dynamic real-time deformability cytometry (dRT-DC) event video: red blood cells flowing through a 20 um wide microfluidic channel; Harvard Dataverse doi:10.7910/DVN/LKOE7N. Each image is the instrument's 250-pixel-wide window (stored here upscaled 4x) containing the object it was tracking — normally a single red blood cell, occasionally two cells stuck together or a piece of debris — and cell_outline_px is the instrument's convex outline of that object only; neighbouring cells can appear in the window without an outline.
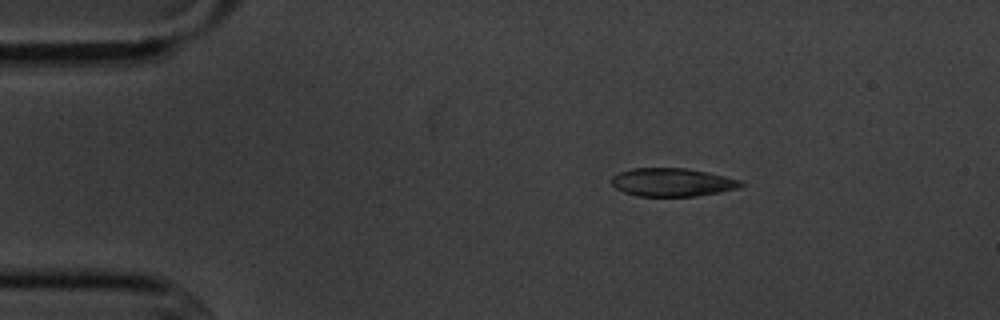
{"species": "common noctule bat (a hibernating species)", "species_latin": "Nyctalus noctula", "temperature_condition": "cold", "stored_images_in_passage": 3, "camera_frame_rate_fps": 3000, "um_per_image_px": 0.085, "animal": {"sex": "male", "body_mass_g": 20.1, "forearm_length_mm": 53.5}, "frame": {"image": 1, "passage_image": 2, "time_ms": 1.0, "image_size_px": [1000, 320], "cell_outline_px": [[744, 184], [740, 188], [720, 192], [696, 196], [636, 196], [624, 192], [616, 188], [612, 184], [612, 176], [620, 172], [632, 168], [684, 168], [724, 176], [740, 180]], "centroid_in_image_um": [57.13, 15.5], "position_along_channel_um": 27.9, "area_um2": 21.15}}